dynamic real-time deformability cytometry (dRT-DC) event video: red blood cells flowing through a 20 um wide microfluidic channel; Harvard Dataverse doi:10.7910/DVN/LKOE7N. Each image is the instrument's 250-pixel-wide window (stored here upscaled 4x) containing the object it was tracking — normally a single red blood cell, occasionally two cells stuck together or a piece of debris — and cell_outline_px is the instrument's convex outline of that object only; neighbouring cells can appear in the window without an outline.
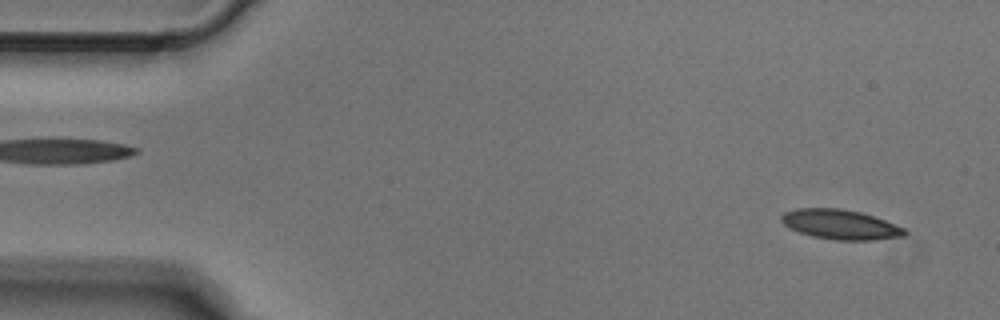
{"species": "Egyptian fruit bat (a non-hibernating species)", "species_latin": "Rousettus aegyptiacus", "temperature_condition": "cold", "stored_images_in_passage": 5, "camera_frame_rate_fps": 3000, "um_per_image_px": 0.085, "animal": {"sex": "male"}, "frame": {"image": 1, "passage_image": 5, "time_ms": 1.333, "image_size_px": [1000, 320], "cell_outline_px": [[908, 232], [904, 236], [872, 240], [836, 240], [812, 236], [800, 232], [784, 224], [780, 220], [780, 216], [784, 212], [796, 208], [840, 208], [860, 212], [884, 220], [904, 228]], "centroid_in_image_um": [71.42, 19.07], "position_along_channel_um": 13.6, "area_um2": 21.21}}